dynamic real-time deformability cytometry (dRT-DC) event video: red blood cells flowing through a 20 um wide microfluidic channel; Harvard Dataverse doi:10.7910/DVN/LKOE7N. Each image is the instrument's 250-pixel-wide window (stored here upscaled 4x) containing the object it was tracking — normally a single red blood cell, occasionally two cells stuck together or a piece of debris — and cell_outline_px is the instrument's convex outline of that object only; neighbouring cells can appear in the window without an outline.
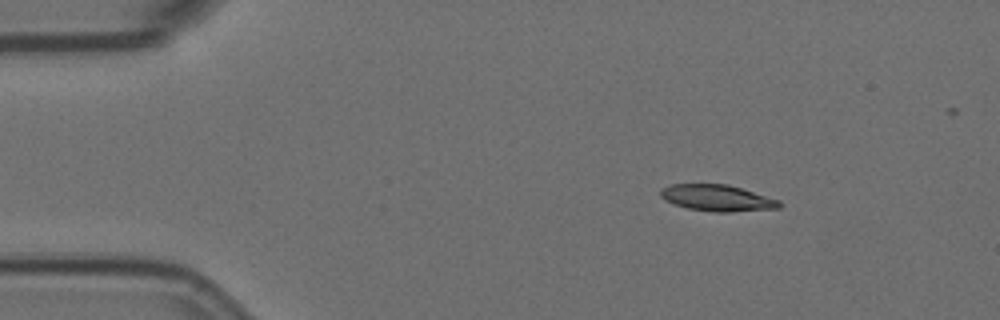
{"species": "Egyptian fruit bat (a non-hibernating species)", "species_latin": "Rousettus aegyptiacus", "temperature_condition": "room temperature", "stored_images_in_passage": 4, "camera_frame_rate_fps": 3000, "um_per_image_px": 0.085, "animal": {"sex": "female"}, "frame": {"image": 1, "passage_image": 1, "time_ms": 0.0, "image_size_px": [1000, 320], "cell_outline_px": [[780, 208], [728, 212], [712, 212], [688, 208], [664, 200], [660, 196], [660, 188], [672, 184], [728, 184], [780, 200]], "centroid_in_image_um": [60.94, 16.82], "position_along_channel_um": 24.1, "area_um2": 18.21}}